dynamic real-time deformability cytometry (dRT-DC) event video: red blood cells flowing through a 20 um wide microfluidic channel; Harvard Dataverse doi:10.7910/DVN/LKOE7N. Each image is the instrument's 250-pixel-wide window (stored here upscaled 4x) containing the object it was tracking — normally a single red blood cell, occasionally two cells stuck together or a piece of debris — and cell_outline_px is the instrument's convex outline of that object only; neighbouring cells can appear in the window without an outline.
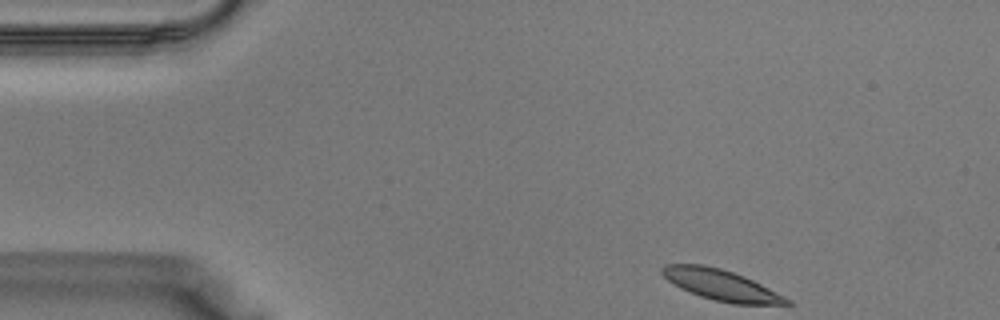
{"species": "Egyptian fruit bat (a non-hibernating species)", "species_latin": "Rousettus aegyptiacus", "temperature_condition": "warm", "stored_images_in_passage": 35, "camera_frame_rate_fps": 3000, "um_per_image_px": 0.085, "animal": {"sex": "male"}, "frame": {"image": 1, "passage_image": 1, "time_ms": 0.0, "image_size_px": [1000, 320], "cell_outline_px": [[792, 304], [732, 304], [700, 296], [680, 288], [668, 280], [660, 272], [660, 268], [664, 264], [704, 264], [720, 268], [744, 276], [792, 300]], "centroid_in_image_um": [61.26, 24.21], "position_along_channel_um": 23.7, "area_um2": 22.14}}
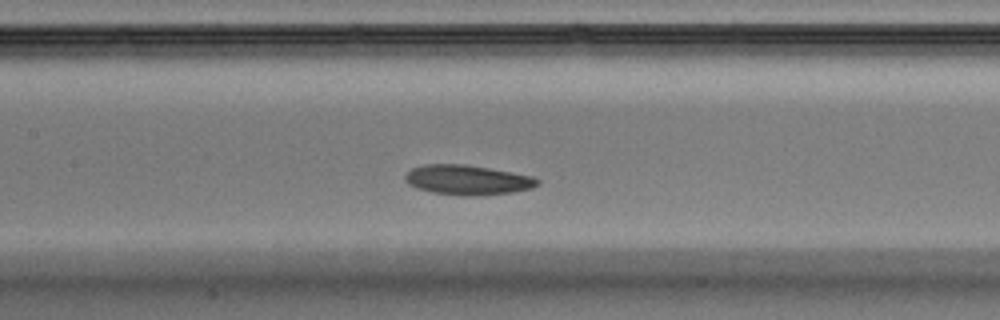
{"frame": {"image": 2, "passage_image": 14, "time_ms": 4.333, "image_size_px": [1000, 320], "cell_outline_px": [[540, 184], [532, 188], [512, 192], [480, 196], [464, 196], [432, 192], [416, 188], [408, 184], [404, 180], [404, 176], [412, 168], [424, 164], [464, 164], [488, 168], [532, 176], [540, 180]], "centroid_in_image_um": [39.73, 15.3], "position_along_channel_um": 167.7, "area_um2": 23.06}}
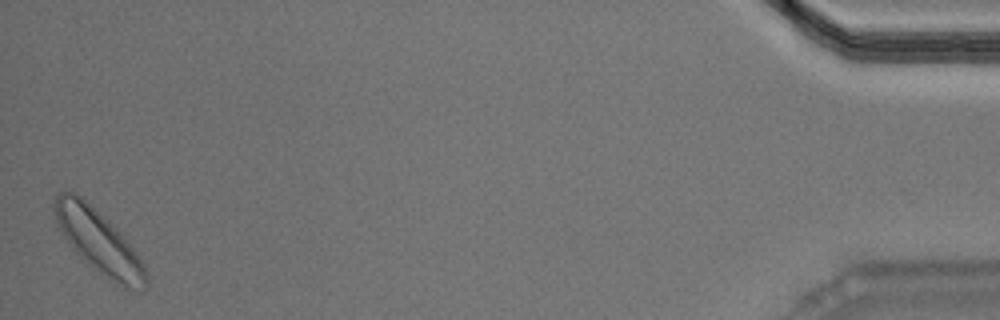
{"frame": {"image": 3, "passage_image": 35, "time_ms": 11.333, "image_size_px": [1000, 320], "cell_outline_px": [[148, 288], [140, 292], [124, 288], [108, 280], [80, 256], [72, 248], [56, 224], [52, 204], [56, 196], [60, 192], [76, 192], [108, 220], [116, 228], [132, 248], [144, 264], [148, 276]], "centroid_in_image_um": [8.41, 20.57], "position_along_channel_um": 426.8, "area_um2": 33.7}}